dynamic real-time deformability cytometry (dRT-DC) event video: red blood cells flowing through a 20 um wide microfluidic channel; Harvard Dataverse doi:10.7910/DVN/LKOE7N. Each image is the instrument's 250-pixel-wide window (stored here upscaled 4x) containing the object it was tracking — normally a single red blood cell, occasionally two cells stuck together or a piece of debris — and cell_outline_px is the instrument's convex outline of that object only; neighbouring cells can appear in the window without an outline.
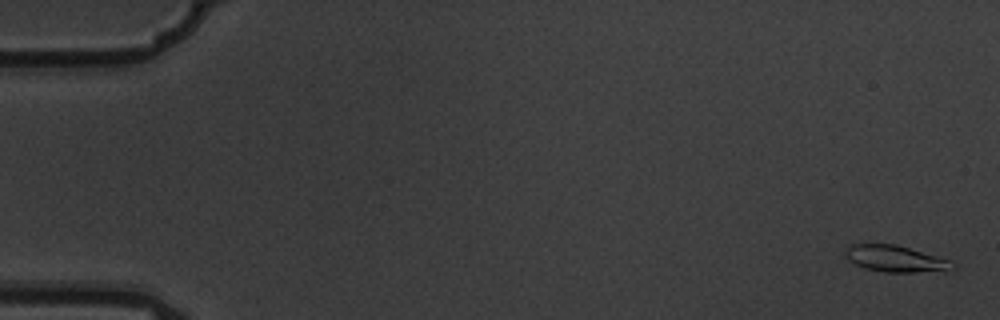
{"species": "common noctule bat (a hibernating species)", "species_latin": "Nyctalus noctula", "temperature_condition": "warm", "stored_images_in_passage": 6, "camera_frame_rate_fps": 3000, "um_per_image_px": 0.085, "animal": {"sex": "male", "body_mass_g": 19.5, "forearm_length_mm": 54.6}, "frame": {"image": 1, "passage_image": 1, "time_ms": 0.0, "image_size_px": [1000, 320], "cell_outline_px": [[956, 268], [912, 272], [884, 272], [864, 268], [848, 260], [844, 256], [844, 248], [848, 244], [896, 244], [936, 256], [948, 260], [956, 264]], "centroid_in_image_um": [76.0, 21.97], "position_along_channel_um": 9.0, "area_um2": 16.36}}